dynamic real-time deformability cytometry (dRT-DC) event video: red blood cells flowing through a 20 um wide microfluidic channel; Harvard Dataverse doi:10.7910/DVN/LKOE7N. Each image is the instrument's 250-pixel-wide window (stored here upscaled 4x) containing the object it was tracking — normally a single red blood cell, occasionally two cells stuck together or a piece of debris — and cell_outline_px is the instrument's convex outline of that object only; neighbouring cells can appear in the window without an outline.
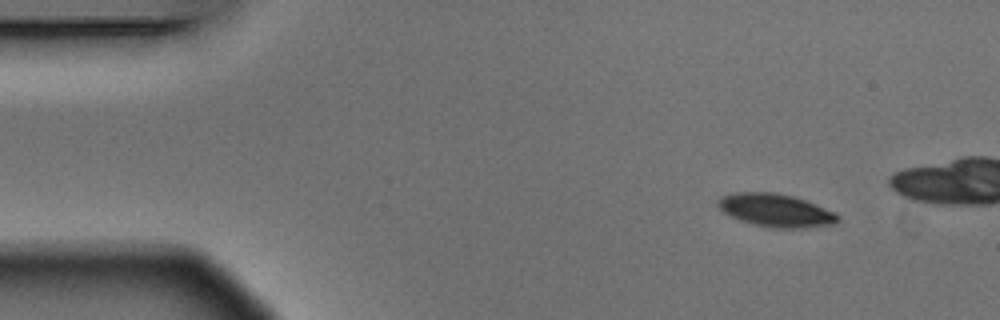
{"species": "Egyptian fruit bat (a non-hibernating species)", "species_latin": "Rousettus aegyptiacus", "temperature_condition": "warm", "stored_images_in_passage": 3, "camera_frame_rate_fps": 3000, "um_per_image_px": 0.085, "animal": {"sex": "male"}, "frame": {"image": 1, "passage_image": 1, "time_ms": 0.0, "image_size_px": [1000, 320], "cell_outline_px": [[840, 220], [836, 224], [804, 228], [772, 228], [752, 224], [740, 220], [724, 212], [716, 204], [716, 200], [720, 196], [732, 192], [776, 192], [792, 196], [804, 200], [836, 212], [840, 216]], "centroid_in_image_um": [65.94, 17.88], "position_along_channel_um": 19.1, "area_um2": 23.29}}